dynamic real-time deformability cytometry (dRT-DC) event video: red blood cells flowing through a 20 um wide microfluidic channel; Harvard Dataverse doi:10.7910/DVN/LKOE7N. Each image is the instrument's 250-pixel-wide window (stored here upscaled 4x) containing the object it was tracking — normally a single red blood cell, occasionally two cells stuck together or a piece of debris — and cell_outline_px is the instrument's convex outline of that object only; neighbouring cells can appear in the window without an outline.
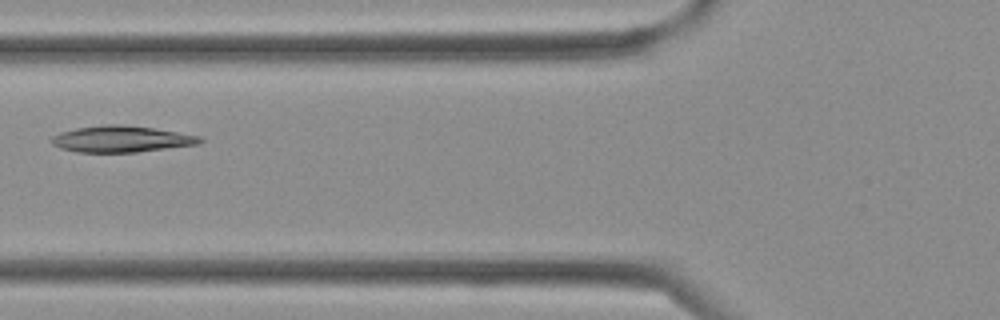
{"species": "Egyptian fruit bat (a non-hibernating species)", "species_latin": "Rousettus aegyptiacus", "temperature_condition": "cold", "stored_images_in_passage": 4, "camera_frame_rate_fps": 3000, "um_per_image_px": 0.085, "frame": {"image": 1, "passage_image": 4, "time_ms": 1.0, "image_size_px": [1000, 320], "cell_outline_px": [[204, 140], [200, 144], [136, 152], [76, 152], [60, 148], [52, 144], [48, 140], [52, 136], [60, 132], [76, 128], [104, 124], [116, 124], [152, 128], [200, 136]], "centroid_in_image_um": [10.27, 11.82], "position_along_channel_um": 115.5, "area_um2": 22.77}}